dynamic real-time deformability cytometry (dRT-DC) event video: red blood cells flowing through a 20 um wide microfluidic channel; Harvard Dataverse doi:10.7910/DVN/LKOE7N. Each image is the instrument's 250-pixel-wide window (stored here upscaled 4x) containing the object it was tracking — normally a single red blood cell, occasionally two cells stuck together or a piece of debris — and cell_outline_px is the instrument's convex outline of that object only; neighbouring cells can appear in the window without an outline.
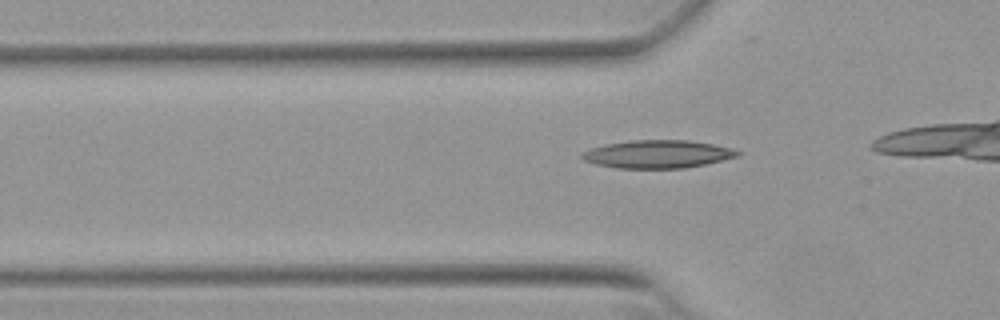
{"species": "Egyptian fruit bat (a non-hibernating species)", "species_latin": "Rousettus aegyptiacus", "temperature_condition": "warm", "stored_images_in_passage": 16, "camera_frame_rate_fps": 3000, "um_per_image_px": 0.085, "animal": {"sex": "female"}, "frame": {"image": 1, "passage_image": 4, "time_ms": 1.0, "image_size_px": [1000, 320], "cell_outline_px": [[744, 152], [740, 156], [704, 164], [684, 168], [616, 168], [596, 164], [584, 160], [580, 156], [580, 152], [604, 144], [628, 140], [688, 140], [712, 144], [732, 148]], "centroid_in_image_um": [55.9, 13.09], "position_along_channel_um": 69.9, "area_um2": 25.49}}
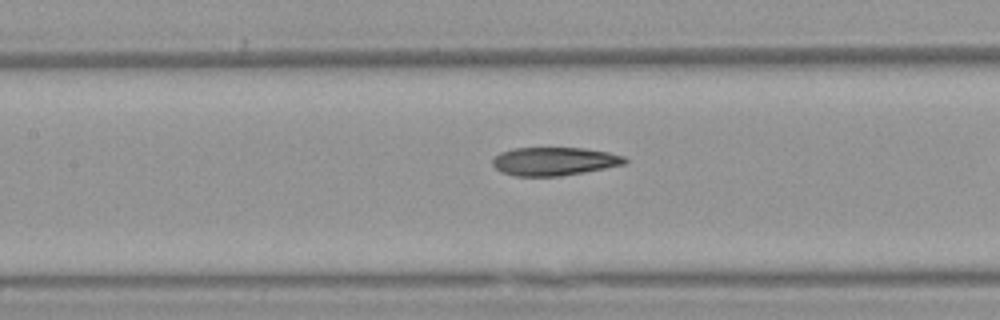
{"frame": {"image": 2, "passage_image": 11, "time_ms": 3.333, "image_size_px": [1000, 320], "cell_outline_px": [[628, 160], [624, 164], [584, 172], [560, 176], [516, 176], [500, 172], [492, 164], [492, 160], [500, 152], [512, 148], [584, 148], [608, 152], [624, 156]], "centroid_in_image_um": [47.09, 13.71], "position_along_channel_um": 160.3, "area_um2": 21.79}}
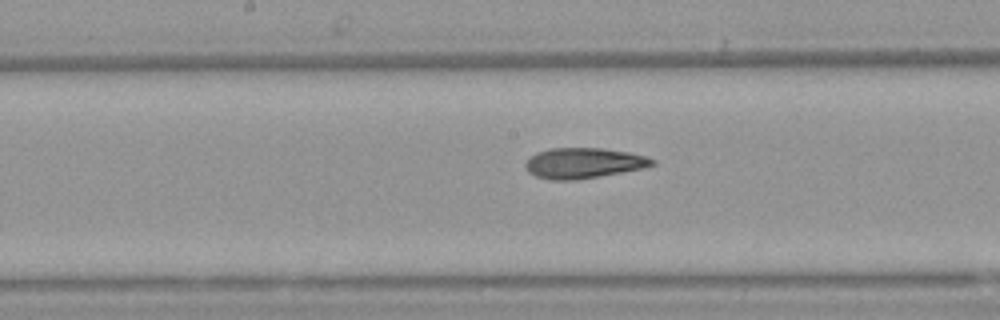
{"frame": {"image": 3, "passage_image": 14, "time_ms": 4.333, "image_size_px": [1000, 320], "cell_outline_px": [[656, 164], [644, 168], [576, 180], [552, 180], [536, 176], [528, 172], [524, 168], [524, 164], [536, 152], [548, 148], [600, 148], [628, 152], [644, 156], [656, 160]], "centroid_in_image_um": [49.58, 13.86], "position_along_channel_um": 198.6, "area_um2": 22.48}}